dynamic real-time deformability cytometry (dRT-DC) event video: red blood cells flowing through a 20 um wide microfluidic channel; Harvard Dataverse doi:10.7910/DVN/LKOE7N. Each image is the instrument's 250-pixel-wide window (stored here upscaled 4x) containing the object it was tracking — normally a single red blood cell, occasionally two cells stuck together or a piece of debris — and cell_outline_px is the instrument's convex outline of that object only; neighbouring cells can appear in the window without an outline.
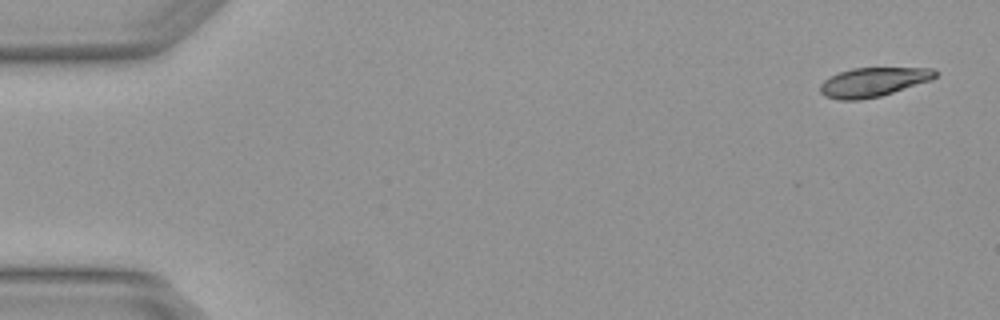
{"species": "Egyptian fruit bat (a non-hibernating species)", "species_latin": "Rousettus aegyptiacus", "temperature_condition": "warm", "stored_images_in_passage": 4, "camera_frame_rate_fps": 3000, "um_per_image_px": 0.085, "animal": {"sex": "female"}, "frame": {"image": 1, "passage_image": 1, "time_ms": 0.0, "image_size_px": [1000, 320], "cell_outline_px": [[936, 76], [932, 80], [880, 96], [860, 100], [840, 100], [824, 96], [820, 92], [820, 84], [828, 76], [852, 68], [932, 68], [936, 72]], "centroid_in_image_um": [74.19, 6.98], "position_along_channel_um": 10.8, "area_um2": 19.54}}
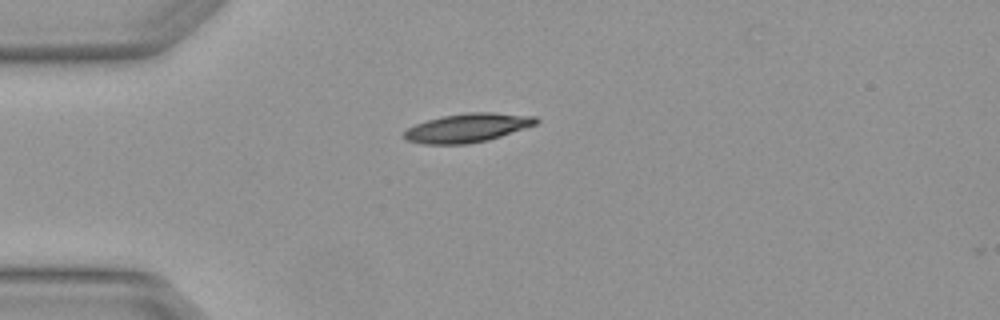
{"frame": {"image": 2, "passage_image": 4, "time_ms": 1.0, "image_size_px": [1000, 320], "cell_outline_px": [[540, 120], [536, 124], [488, 140], [468, 144], [424, 144], [408, 140], [400, 136], [408, 128], [416, 124], [440, 116], [468, 112], [492, 112], [536, 116]], "centroid_in_image_um": [39.72, 10.86], "position_along_channel_um": 45.3, "area_um2": 22.14}}